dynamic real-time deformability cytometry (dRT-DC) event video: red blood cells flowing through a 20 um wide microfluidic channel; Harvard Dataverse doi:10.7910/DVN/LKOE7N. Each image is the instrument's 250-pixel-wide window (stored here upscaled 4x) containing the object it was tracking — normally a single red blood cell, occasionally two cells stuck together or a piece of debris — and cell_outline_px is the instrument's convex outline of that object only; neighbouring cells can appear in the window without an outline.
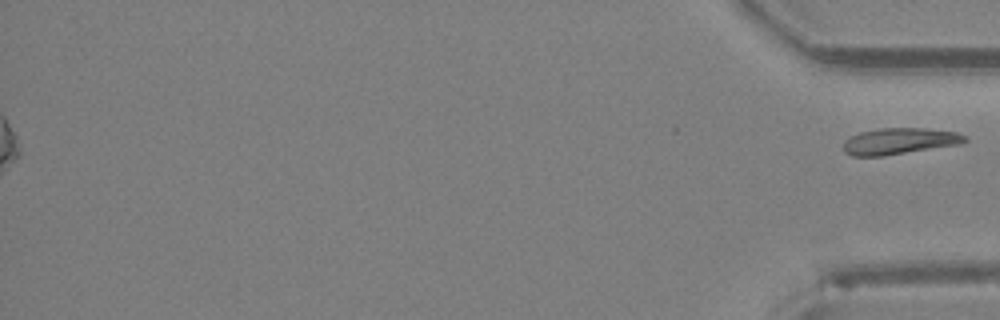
{"species": "Egyptian fruit bat (a non-hibernating species)", "species_latin": "Rousettus aegyptiacus", "temperature_condition": "room temperature", "stored_images_in_passage": 36, "segment_of_instrument_passage": [2, 2], "camera_frame_rate_fps": 3000, "um_per_image_px": 0.085, "animal": {"sex": "female"}, "frame": {"image": 1, "passage_image": 36, "time_ms": 11.667, "image_size_px": [1000, 320], "cell_outline_px": [[968, 140], [960, 144], [884, 156], [852, 156], [844, 152], [844, 140], [860, 132], [880, 128], [924, 128], [956, 132], [968, 136]], "centroid_in_image_um": [76.46, 12.0], "position_along_channel_um": 358.7, "area_um2": 18.67}}